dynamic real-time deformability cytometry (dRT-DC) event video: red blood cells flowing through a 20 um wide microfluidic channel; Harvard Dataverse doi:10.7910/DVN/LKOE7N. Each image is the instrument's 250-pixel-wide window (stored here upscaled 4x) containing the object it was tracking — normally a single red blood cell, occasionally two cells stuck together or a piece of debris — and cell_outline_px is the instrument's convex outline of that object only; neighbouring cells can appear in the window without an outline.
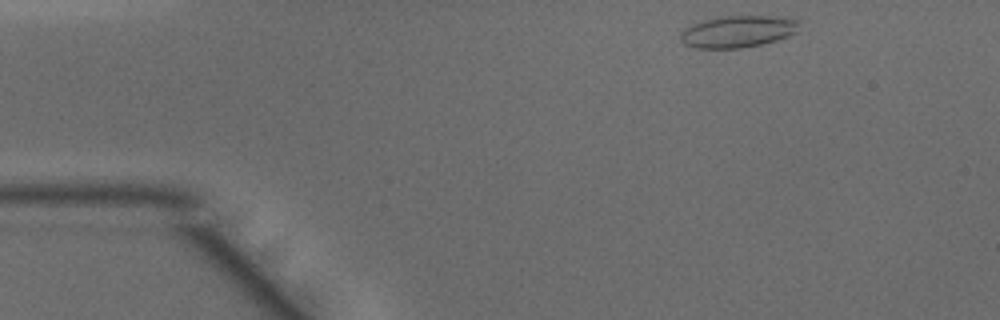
{"species": "common noctule bat (a hibernating species)", "species_latin": "Nyctalus noctula", "temperature_condition": "warm", "stored_images_in_passage": 42, "camera_frame_rate_fps": 3000, "um_per_image_px": 0.085, "animal": {"sex": "male", "body_mass_g": 15.6}, "frame": {"image": 1, "passage_image": 1, "time_ms": 0.0, "image_size_px": [1000, 320], "cell_outline_px": [[804, 20], [796, 32], [788, 36], [764, 44], [740, 48], [696, 48], [684, 44], [680, 40], [680, 32], [684, 28], [692, 24], [716, 16], [792, 16]], "centroid_in_image_um": [62.79, 2.65], "position_along_channel_um": 22.2, "area_um2": 22.66}}
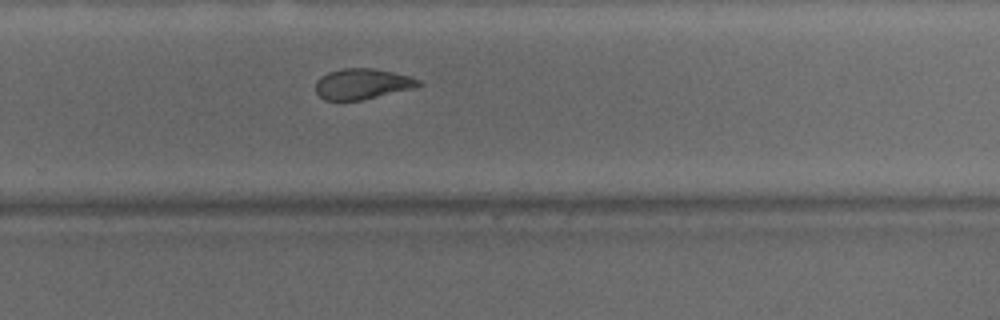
{"frame": {"image": 2, "passage_image": 26, "time_ms": 8.333, "image_size_px": [1000, 320], "cell_outline_px": [[424, 84], [412, 88], [364, 100], [324, 100], [316, 92], [316, 80], [320, 76], [328, 72], [344, 68], [372, 68], [392, 72], [408, 76], [420, 80]], "centroid_in_image_um": [30.77, 7.13], "position_along_channel_um": 299.0, "area_um2": 18.32}}
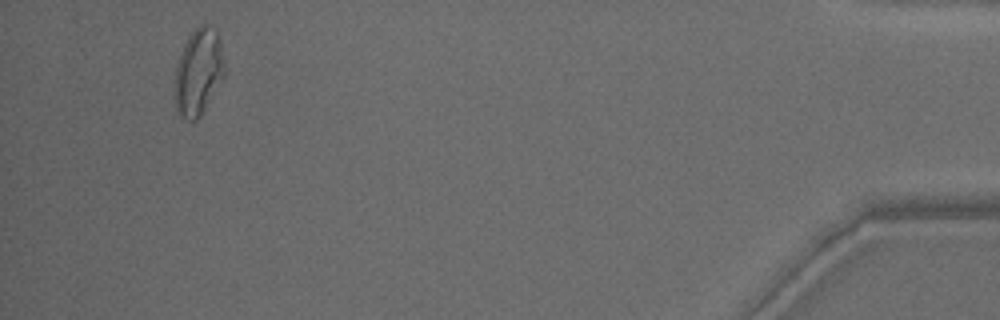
{"frame": {"image": 3, "passage_image": 40, "time_ms": 13.0, "image_size_px": [1000, 320], "cell_outline_px": [[224, 76], [200, 116], [196, 120], [188, 120], [180, 116], [176, 112], [172, 88], [176, 64], [184, 44], [188, 36], [200, 24], [208, 24], [216, 28], [220, 36], [224, 60]], "centroid_in_image_um": [16.83, 6.1], "position_along_channel_um": 418.4, "area_um2": 25.72}, "authors_computed_cell_mechanics": {"area_um2": 20.3167, "velocity_mm_per_s": 4.1742, "shape_relaxation_time_tau1_ms": 5.6128, "shape_relaxation_time_tau2_ms": 1.7218, "deformation_change_tau1": 0.183, "deformation_change_tau2": 0.0879}}